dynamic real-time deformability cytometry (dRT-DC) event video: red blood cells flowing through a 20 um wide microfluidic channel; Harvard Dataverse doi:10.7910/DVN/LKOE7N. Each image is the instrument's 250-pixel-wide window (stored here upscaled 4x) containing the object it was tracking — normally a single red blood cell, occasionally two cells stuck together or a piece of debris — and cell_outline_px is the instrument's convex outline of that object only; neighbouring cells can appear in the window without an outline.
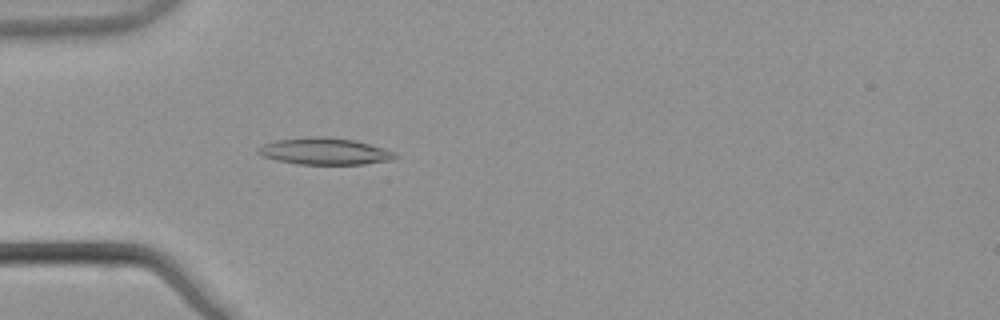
{"species": "common noctule bat (a hibernating species)", "species_latin": "Nyctalus noctula", "temperature_condition": "warm", "stored_images_in_passage": 54, "camera_frame_rate_fps": 3000, "um_per_image_px": 0.085, "animal": {"sex": "male", "body_mass_g": 21.5, "forearm_length_mm": 52.0}, "frame": {"image": 1, "passage_image": 17, "time_ms": 5.333, "image_size_px": [1000, 320], "cell_outline_px": [[396, 156], [392, 160], [364, 164], [300, 164], [280, 160], [264, 156], [256, 152], [256, 148], [264, 144], [276, 140], [308, 136], [328, 136], [352, 140], [384, 148], [396, 152]], "centroid_in_image_um": [27.6, 12.85], "position_along_channel_um": 57.4, "area_um2": 21.21}}
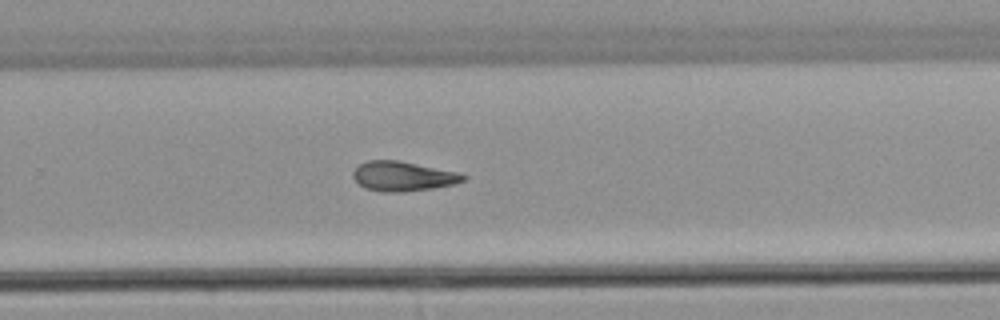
{"frame": {"image": 2, "passage_image": 36, "time_ms": 11.667, "image_size_px": [1000, 320], "cell_outline_px": [[468, 176], [464, 180], [452, 184], [432, 188], [400, 192], [388, 192], [364, 188], [352, 176], [352, 172], [360, 164], [368, 160], [400, 160], [456, 172]], "centroid_in_image_um": [34.22, 14.97], "position_along_channel_um": 295.6, "area_um2": 18.79}}
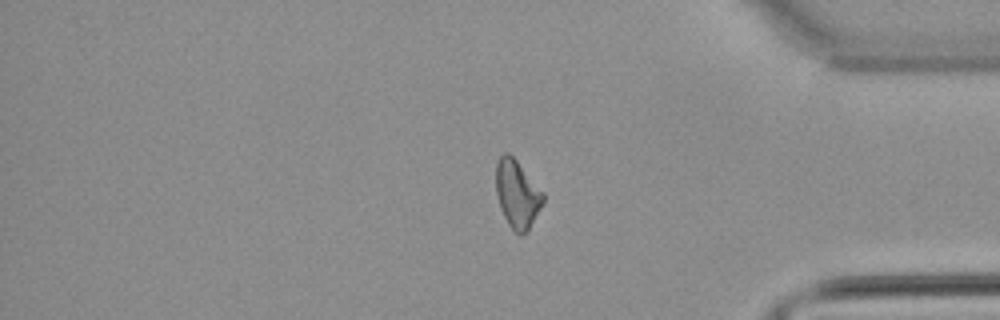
{"frame": {"image": 3, "passage_image": 45, "time_ms": 14.667, "image_size_px": [1000, 320], "cell_outline_px": [[544, 200], [528, 232], [520, 236], [508, 224], [504, 216], [496, 192], [496, 164], [500, 156], [504, 152], [508, 152], [516, 160], [544, 192]], "centroid_in_image_um": [43.97, 16.5], "position_along_channel_um": 391.2, "area_um2": 18.5}}